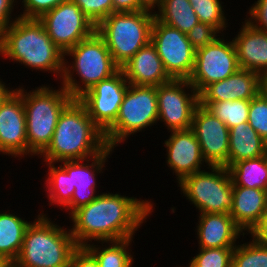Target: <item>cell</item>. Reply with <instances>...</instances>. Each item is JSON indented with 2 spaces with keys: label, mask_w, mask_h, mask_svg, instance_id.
<instances>
[{
  "label": "cell",
  "mask_w": 267,
  "mask_h": 267,
  "mask_svg": "<svg viewBox=\"0 0 267 267\" xmlns=\"http://www.w3.org/2000/svg\"><path fill=\"white\" fill-rule=\"evenodd\" d=\"M5 267H21L16 262H8Z\"/></svg>",
  "instance_id": "7dc6e473"
},
{
  "label": "cell",
  "mask_w": 267,
  "mask_h": 267,
  "mask_svg": "<svg viewBox=\"0 0 267 267\" xmlns=\"http://www.w3.org/2000/svg\"><path fill=\"white\" fill-rule=\"evenodd\" d=\"M48 169V178L45 181L48 193L49 205L58 204L63 209L71 202L75 188H72L71 177L59 165L55 167V163L46 162Z\"/></svg>",
  "instance_id": "f1b7e54d"
},
{
  "label": "cell",
  "mask_w": 267,
  "mask_h": 267,
  "mask_svg": "<svg viewBox=\"0 0 267 267\" xmlns=\"http://www.w3.org/2000/svg\"><path fill=\"white\" fill-rule=\"evenodd\" d=\"M197 138L206 166L228 168L229 128L206 107H196L190 128Z\"/></svg>",
  "instance_id": "9a60e30c"
},
{
  "label": "cell",
  "mask_w": 267,
  "mask_h": 267,
  "mask_svg": "<svg viewBox=\"0 0 267 267\" xmlns=\"http://www.w3.org/2000/svg\"><path fill=\"white\" fill-rule=\"evenodd\" d=\"M113 12H135L146 10L138 0H112Z\"/></svg>",
  "instance_id": "b9f144b4"
},
{
  "label": "cell",
  "mask_w": 267,
  "mask_h": 267,
  "mask_svg": "<svg viewBox=\"0 0 267 267\" xmlns=\"http://www.w3.org/2000/svg\"><path fill=\"white\" fill-rule=\"evenodd\" d=\"M38 20L44 25L50 39L64 53L96 31L95 24L71 0L47 11Z\"/></svg>",
  "instance_id": "7c38bea8"
},
{
  "label": "cell",
  "mask_w": 267,
  "mask_h": 267,
  "mask_svg": "<svg viewBox=\"0 0 267 267\" xmlns=\"http://www.w3.org/2000/svg\"><path fill=\"white\" fill-rule=\"evenodd\" d=\"M129 84L159 86L172 80L156 48L150 42L120 67Z\"/></svg>",
  "instance_id": "44dd1931"
},
{
  "label": "cell",
  "mask_w": 267,
  "mask_h": 267,
  "mask_svg": "<svg viewBox=\"0 0 267 267\" xmlns=\"http://www.w3.org/2000/svg\"><path fill=\"white\" fill-rule=\"evenodd\" d=\"M0 154L14 158L28 155L21 86L13 90L0 105Z\"/></svg>",
  "instance_id": "2e32d148"
},
{
  "label": "cell",
  "mask_w": 267,
  "mask_h": 267,
  "mask_svg": "<svg viewBox=\"0 0 267 267\" xmlns=\"http://www.w3.org/2000/svg\"><path fill=\"white\" fill-rule=\"evenodd\" d=\"M218 33L221 34L217 28L209 24L199 22L194 25L192 29L186 33V35L194 49L198 50L214 43L219 38L218 36H220L217 35Z\"/></svg>",
  "instance_id": "d590c367"
},
{
  "label": "cell",
  "mask_w": 267,
  "mask_h": 267,
  "mask_svg": "<svg viewBox=\"0 0 267 267\" xmlns=\"http://www.w3.org/2000/svg\"><path fill=\"white\" fill-rule=\"evenodd\" d=\"M266 209L267 191L233 186V207L229 214L244 234L251 231Z\"/></svg>",
  "instance_id": "603a6c76"
},
{
  "label": "cell",
  "mask_w": 267,
  "mask_h": 267,
  "mask_svg": "<svg viewBox=\"0 0 267 267\" xmlns=\"http://www.w3.org/2000/svg\"><path fill=\"white\" fill-rule=\"evenodd\" d=\"M164 145L167 148V166L175 173L178 183L186 176L203 171L201 167L206 161L191 129L171 131Z\"/></svg>",
  "instance_id": "ac0fdd59"
},
{
  "label": "cell",
  "mask_w": 267,
  "mask_h": 267,
  "mask_svg": "<svg viewBox=\"0 0 267 267\" xmlns=\"http://www.w3.org/2000/svg\"><path fill=\"white\" fill-rule=\"evenodd\" d=\"M233 43L240 69L267 76V32L255 28L246 19Z\"/></svg>",
  "instance_id": "ffe728a7"
},
{
  "label": "cell",
  "mask_w": 267,
  "mask_h": 267,
  "mask_svg": "<svg viewBox=\"0 0 267 267\" xmlns=\"http://www.w3.org/2000/svg\"><path fill=\"white\" fill-rule=\"evenodd\" d=\"M265 145L266 141L248 122L230 128L228 169L236 162L263 156Z\"/></svg>",
  "instance_id": "cb8c5ba5"
},
{
  "label": "cell",
  "mask_w": 267,
  "mask_h": 267,
  "mask_svg": "<svg viewBox=\"0 0 267 267\" xmlns=\"http://www.w3.org/2000/svg\"><path fill=\"white\" fill-rule=\"evenodd\" d=\"M262 79L256 72L239 69L226 79L206 86L199 93V103L251 100L262 91Z\"/></svg>",
  "instance_id": "d6986e66"
},
{
  "label": "cell",
  "mask_w": 267,
  "mask_h": 267,
  "mask_svg": "<svg viewBox=\"0 0 267 267\" xmlns=\"http://www.w3.org/2000/svg\"><path fill=\"white\" fill-rule=\"evenodd\" d=\"M197 224L199 248H235L240 235H245L226 213L199 214Z\"/></svg>",
  "instance_id": "7402d4cb"
},
{
  "label": "cell",
  "mask_w": 267,
  "mask_h": 267,
  "mask_svg": "<svg viewBox=\"0 0 267 267\" xmlns=\"http://www.w3.org/2000/svg\"><path fill=\"white\" fill-rule=\"evenodd\" d=\"M219 118L230 129L240 123L248 122L250 100L220 101L199 103Z\"/></svg>",
  "instance_id": "f546056e"
},
{
  "label": "cell",
  "mask_w": 267,
  "mask_h": 267,
  "mask_svg": "<svg viewBox=\"0 0 267 267\" xmlns=\"http://www.w3.org/2000/svg\"><path fill=\"white\" fill-rule=\"evenodd\" d=\"M228 170L233 186L267 191V164L263 156L236 162Z\"/></svg>",
  "instance_id": "4316f807"
},
{
  "label": "cell",
  "mask_w": 267,
  "mask_h": 267,
  "mask_svg": "<svg viewBox=\"0 0 267 267\" xmlns=\"http://www.w3.org/2000/svg\"><path fill=\"white\" fill-rule=\"evenodd\" d=\"M138 1L146 10L152 12L154 11L156 6H157L156 8H159L162 2V0H138Z\"/></svg>",
  "instance_id": "7bdbcfd3"
},
{
  "label": "cell",
  "mask_w": 267,
  "mask_h": 267,
  "mask_svg": "<svg viewBox=\"0 0 267 267\" xmlns=\"http://www.w3.org/2000/svg\"><path fill=\"white\" fill-rule=\"evenodd\" d=\"M129 83L121 69L81 95L78 100L85 106L94 124L105 133L114 123Z\"/></svg>",
  "instance_id": "5bb4252c"
},
{
  "label": "cell",
  "mask_w": 267,
  "mask_h": 267,
  "mask_svg": "<svg viewBox=\"0 0 267 267\" xmlns=\"http://www.w3.org/2000/svg\"><path fill=\"white\" fill-rule=\"evenodd\" d=\"M37 216L26 229L15 262L21 267H70L78 248L70 229L53 223L44 213Z\"/></svg>",
  "instance_id": "277c9868"
},
{
  "label": "cell",
  "mask_w": 267,
  "mask_h": 267,
  "mask_svg": "<svg viewBox=\"0 0 267 267\" xmlns=\"http://www.w3.org/2000/svg\"><path fill=\"white\" fill-rule=\"evenodd\" d=\"M151 202L117 192L99 193L91 203L70 215L71 234L78 247H85L92 240L100 243L133 238L153 212L154 203Z\"/></svg>",
  "instance_id": "6da1fadb"
},
{
  "label": "cell",
  "mask_w": 267,
  "mask_h": 267,
  "mask_svg": "<svg viewBox=\"0 0 267 267\" xmlns=\"http://www.w3.org/2000/svg\"><path fill=\"white\" fill-rule=\"evenodd\" d=\"M95 26L113 13L112 0H71Z\"/></svg>",
  "instance_id": "e575fe53"
},
{
  "label": "cell",
  "mask_w": 267,
  "mask_h": 267,
  "mask_svg": "<svg viewBox=\"0 0 267 267\" xmlns=\"http://www.w3.org/2000/svg\"><path fill=\"white\" fill-rule=\"evenodd\" d=\"M194 12L198 16L199 22L209 24L217 28L220 32L228 27L222 1L220 0H189Z\"/></svg>",
  "instance_id": "1f68e13d"
},
{
  "label": "cell",
  "mask_w": 267,
  "mask_h": 267,
  "mask_svg": "<svg viewBox=\"0 0 267 267\" xmlns=\"http://www.w3.org/2000/svg\"><path fill=\"white\" fill-rule=\"evenodd\" d=\"M156 86L129 84L115 123L104 133L107 147L115 148L132 134L158 123Z\"/></svg>",
  "instance_id": "ba28073f"
},
{
  "label": "cell",
  "mask_w": 267,
  "mask_h": 267,
  "mask_svg": "<svg viewBox=\"0 0 267 267\" xmlns=\"http://www.w3.org/2000/svg\"><path fill=\"white\" fill-rule=\"evenodd\" d=\"M113 149L107 147L101 154L88 159L62 161L63 166L62 164L60 166L71 177L72 188H75L71 202L65 207V210H70L69 215L79 207L91 203L98 196L96 194V188L98 187L96 177L97 174L102 172L105 162H107L108 156L112 154ZM91 161L92 163H90Z\"/></svg>",
  "instance_id": "e0dca14e"
},
{
  "label": "cell",
  "mask_w": 267,
  "mask_h": 267,
  "mask_svg": "<svg viewBox=\"0 0 267 267\" xmlns=\"http://www.w3.org/2000/svg\"><path fill=\"white\" fill-rule=\"evenodd\" d=\"M133 238H128L119 241L101 242L100 245L88 244L85 248L95 257L99 267H132L134 262L132 251L130 249ZM104 243H110L109 246ZM97 246V247H96ZM129 247V248H128ZM130 249V250H129Z\"/></svg>",
  "instance_id": "83f0119b"
},
{
  "label": "cell",
  "mask_w": 267,
  "mask_h": 267,
  "mask_svg": "<svg viewBox=\"0 0 267 267\" xmlns=\"http://www.w3.org/2000/svg\"><path fill=\"white\" fill-rule=\"evenodd\" d=\"M5 84L6 83L0 80V105L5 100V98L13 91V89H10Z\"/></svg>",
  "instance_id": "ee69618b"
},
{
  "label": "cell",
  "mask_w": 267,
  "mask_h": 267,
  "mask_svg": "<svg viewBox=\"0 0 267 267\" xmlns=\"http://www.w3.org/2000/svg\"><path fill=\"white\" fill-rule=\"evenodd\" d=\"M262 92L267 96V76L262 79Z\"/></svg>",
  "instance_id": "f6af8a7d"
},
{
  "label": "cell",
  "mask_w": 267,
  "mask_h": 267,
  "mask_svg": "<svg viewBox=\"0 0 267 267\" xmlns=\"http://www.w3.org/2000/svg\"><path fill=\"white\" fill-rule=\"evenodd\" d=\"M70 267H99V264L85 247H78L72 254Z\"/></svg>",
  "instance_id": "f35d334b"
},
{
  "label": "cell",
  "mask_w": 267,
  "mask_h": 267,
  "mask_svg": "<svg viewBox=\"0 0 267 267\" xmlns=\"http://www.w3.org/2000/svg\"><path fill=\"white\" fill-rule=\"evenodd\" d=\"M107 148L104 133L94 124L85 106L73 99L62 111L51 143L39 155L43 162L83 160Z\"/></svg>",
  "instance_id": "3957f363"
},
{
  "label": "cell",
  "mask_w": 267,
  "mask_h": 267,
  "mask_svg": "<svg viewBox=\"0 0 267 267\" xmlns=\"http://www.w3.org/2000/svg\"><path fill=\"white\" fill-rule=\"evenodd\" d=\"M249 18L246 19L255 28L267 32V0H257L249 9Z\"/></svg>",
  "instance_id": "74e56055"
},
{
  "label": "cell",
  "mask_w": 267,
  "mask_h": 267,
  "mask_svg": "<svg viewBox=\"0 0 267 267\" xmlns=\"http://www.w3.org/2000/svg\"><path fill=\"white\" fill-rule=\"evenodd\" d=\"M66 0H22L23 14L18 15L24 19H39L44 13L55 8Z\"/></svg>",
  "instance_id": "8d00e7d4"
},
{
  "label": "cell",
  "mask_w": 267,
  "mask_h": 267,
  "mask_svg": "<svg viewBox=\"0 0 267 267\" xmlns=\"http://www.w3.org/2000/svg\"><path fill=\"white\" fill-rule=\"evenodd\" d=\"M156 91L158 121L165 122L169 132L190 129L199 105V94L190 82L187 79H172L156 86Z\"/></svg>",
  "instance_id": "8fae6325"
},
{
  "label": "cell",
  "mask_w": 267,
  "mask_h": 267,
  "mask_svg": "<svg viewBox=\"0 0 267 267\" xmlns=\"http://www.w3.org/2000/svg\"><path fill=\"white\" fill-rule=\"evenodd\" d=\"M154 12L160 22L183 33L189 32L194 25L199 23L198 16L189 0H162L158 11Z\"/></svg>",
  "instance_id": "484cf974"
},
{
  "label": "cell",
  "mask_w": 267,
  "mask_h": 267,
  "mask_svg": "<svg viewBox=\"0 0 267 267\" xmlns=\"http://www.w3.org/2000/svg\"><path fill=\"white\" fill-rule=\"evenodd\" d=\"M30 222L14 213H0V256L8 262L18 258Z\"/></svg>",
  "instance_id": "d4e9b609"
},
{
  "label": "cell",
  "mask_w": 267,
  "mask_h": 267,
  "mask_svg": "<svg viewBox=\"0 0 267 267\" xmlns=\"http://www.w3.org/2000/svg\"><path fill=\"white\" fill-rule=\"evenodd\" d=\"M221 36L214 43L196 50L188 81L198 94L211 83L226 79L240 69L233 40H225L223 33Z\"/></svg>",
  "instance_id": "4fadbf2b"
},
{
  "label": "cell",
  "mask_w": 267,
  "mask_h": 267,
  "mask_svg": "<svg viewBox=\"0 0 267 267\" xmlns=\"http://www.w3.org/2000/svg\"><path fill=\"white\" fill-rule=\"evenodd\" d=\"M0 55L31 69L53 72L60 80L62 78L64 52L50 39L38 19L16 17L3 29L0 32Z\"/></svg>",
  "instance_id": "7a4b0ae2"
},
{
  "label": "cell",
  "mask_w": 267,
  "mask_h": 267,
  "mask_svg": "<svg viewBox=\"0 0 267 267\" xmlns=\"http://www.w3.org/2000/svg\"><path fill=\"white\" fill-rule=\"evenodd\" d=\"M207 170L186 176L179 182L180 191L202 213L229 214L233 207V182L225 166H209Z\"/></svg>",
  "instance_id": "9c48e42d"
},
{
  "label": "cell",
  "mask_w": 267,
  "mask_h": 267,
  "mask_svg": "<svg viewBox=\"0 0 267 267\" xmlns=\"http://www.w3.org/2000/svg\"><path fill=\"white\" fill-rule=\"evenodd\" d=\"M8 261L0 256V267H5L7 265Z\"/></svg>",
  "instance_id": "bcb514c9"
},
{
  "label": "cell",
  "mask_w": 267,
  "mask_h": 267,
  "mask_svg": "<svg viewBox=\"0 0 267 267\" xmlns=\"http://www.w3.org/2000/svg\"><path fill=\"white\" fill-rule=\"evenodd\" d=\"M60 87L55 90L42 85L29 92L22 87L29 157L40 155L51 143L60 114L73 100L66 89Z\"/></svg>",
  "instance_id": "8992f818"
},
{
  "label": "cell",
  "mask_w": 267,
  "mask_h": 267,
  "mask_svg": "<svg viewBox=\"0 0 267 267\" xmlns=\"http://www.w3.org/2000/svg\"><path fill=\"white\" fill-rule=\"evenodd\" d=\"M66 55L70 58L73 57V61L69 65L64 57L61 85L73 99H78L95 84L109 78L120 69L114 62L104 39L96 31L90 37L68 49L64 53V56ZM74 72L81 81L74 78Z\"/></svg>",
  "instance_id": "5b68a950"
},
{
  "label": "cell",
  "mask_w": 267,
  "mask_h": 267,
  "mask_svg": "<svg viewBox=\"0 0 267 267\" xmlns=\"http://www.w3.org/2000/svg\"><path fill=\"white\" fill-rule=\"evenodd\" d=\"M151 43L172 79H189L194 68L196 50L186 33L160 22L155 17Z\"/></svg>",
  "instance_id": "30bf717a"
},
{
  "label": "cell",
  "mask_w": 267,
  "mask_h": 267,
  "mask_svg": "<svg viewBox=\"0 0 267 267\" xmlns=\"http://www.w3.org/2000/svg\"><path fill=\"white\" fill-rule=\"evenodd\" d=\"M154 13L149 10L113 12L96 26V32L119 67L151 42Z\"/></svg>",
  "instance_id": "52a82bcc"
},
{
  "label": "cell",
  "mask_w": 267,
  "mask_h": 267,
  "mask_svg": "<svg viewBox=\"0 0 267 267\" xmlns=\"http://www.w3.org/2000/svg\"><path fill=\"white\" fill-rule=\"evenodd\" d=\"M234 248H199L188 267H232Z\"/></svg>",
  "instance_id": "d6a6232c"
},
{
  "label": "cell",
  "mask_w": 267,
  "mask_h": 267,
  "mask_svg": "<svg viewBox=\"0 0 267 267\" xmlns=\"http://www.w3.org/2000/svg\"><path fill=\"white\" fill-rule=\"evenodd\" d=\"M263 157H264V159L266 161V164H267V142H266V145H265V150H264Z\"/></svg>",
  "instance_id": "c3c4849f"
},
{
  "label": "cell",
  "mask_w": 267,
  "mask_h": 267,
  "mask_svg": "<svg viewBox=\"0 0 267 267\" xmlns=\"http://www.w3.org/2000/svg\"><path fill=\"white\" fill-rule=\"evenodd\" d=\"M249 233L253 240L267 245V209Z\"/></svg>",
  "instance_id": "ab89813d"
},
{
  "label": "cell",
  "mask_w": 267,
  "mask_h": 267,
  "mask_svg": "<svg viewBox=\"0 0 267 267\" xmlns=\"http://www.w3.org/2000/svg\"><path fill=\"white\" fill-rule=\"evenodd\" d=\"M17 0H0V32L9 26L13 20L12 12L14 10V4ZM13 9V10H12Z\"/></svg>",
  "instance_id": "60d3db41"
},
{
  "label": "cell",
  "mask_w": 267,
  "mask_h": 267,
  "mask_svg": "<svg viewBox=\"0 0 267 267\" xmlns=\"http://www.w3.org/2000/svg\"><path fill=\"white\" fill-rule=\"evenodd\" d=\"M248 123L267 142V96L262 91L250 100Z\"/></svg>",
  "instance_id": "836d02e7"
},
{
  "label": "cell",
  "mask_w": 267,
  "mask_h": 267,
  "mask_svg": "<svg viewBox=\"0 0 267 267\" xmlns=\"http://www.w3.org/2000/svg\"><path fill=\"white\" fill-rule=\"evenodd\" d=\"M251 240L234 248L232 267H267V245Z\"/></svg>",
  "instance_id": "4dcf8cb0"
}]
</instances>
